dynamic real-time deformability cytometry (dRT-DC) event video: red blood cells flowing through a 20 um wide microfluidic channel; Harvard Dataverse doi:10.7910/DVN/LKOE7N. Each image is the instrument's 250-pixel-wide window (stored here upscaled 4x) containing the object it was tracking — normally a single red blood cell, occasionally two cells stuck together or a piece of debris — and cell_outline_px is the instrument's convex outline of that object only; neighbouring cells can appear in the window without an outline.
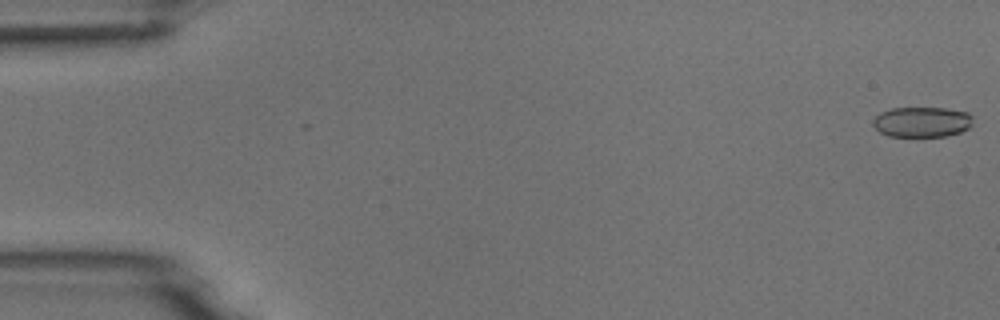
{"species": "common noctule bat (a hibernating species)", "species_latin": "Nyctalus noctula", "temperature_condition": "room temperature", "stored_images_in_passage": 49, "camera_frame_rate_fps": 3000, "um_per_image_px": 0.085, "animal": {"sex": "male", "body_mass_g": 18.8}, "frame": {"image": 1, "passage_image": 1, "time_ms": 0.0, "image_size_px": [1000, 320], "cell_outline_px": [[972, 124], [968, 128], [960, 132], [944, 136], [888, 136], [880, 132], [872, 124], [872, 120], [880, 112], [892, 108], [944, 108], [968, 112], [972, 116]], "centroid_in_image_um": [78.35, 10.36], "position_along_channel_um": 6.6, "area_um2": 17.63}}
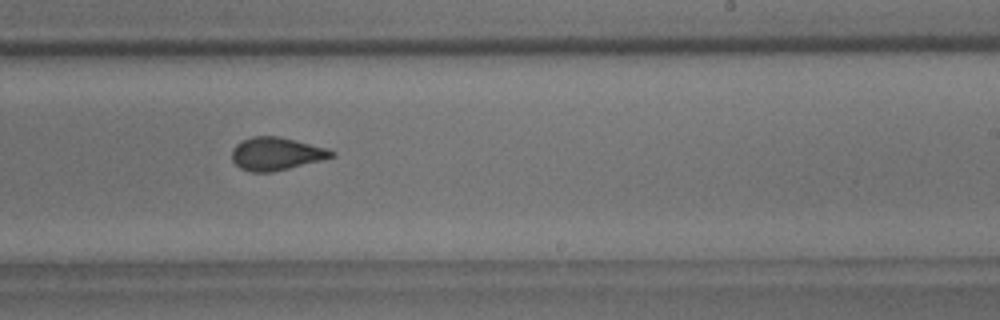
{"frame": {"image": 2, "passage_image": 33, "time_ms": 10.667, "image_size_px": [1000, 320], "cell_outline_px": [[336, 156], [272, 172], [252, 172], [240, 168], [232, 160], [232, 148], [236, 144], [252, 136], [276, 136], [296, 140], [328, 148], [336, 152]], "centroid_in_image_um": [23.48, 13.06], "position_along_channel_um": 265.5, "area_um2": 19.02}}
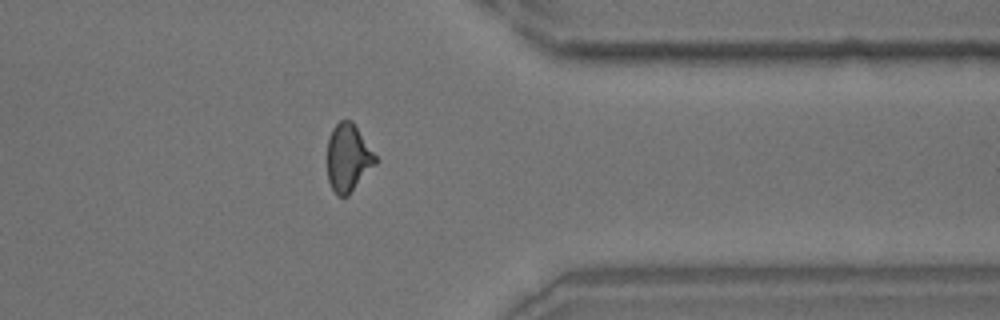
{"frame": {"image": 3, "passage_image": 43, "time_ms": 14.0, "image_size_px": [1000, 320], "cell_outline_px": [[380, 160], [348, 196], [340, 196], [332, 188], [328, 180], [328, 140], [332, 128], [340, 120], [352, 120]], "centroid_in_image_um": [29.63, 13.4], "position_along_channel_um": 381.8, "area_um2": 19.13}}